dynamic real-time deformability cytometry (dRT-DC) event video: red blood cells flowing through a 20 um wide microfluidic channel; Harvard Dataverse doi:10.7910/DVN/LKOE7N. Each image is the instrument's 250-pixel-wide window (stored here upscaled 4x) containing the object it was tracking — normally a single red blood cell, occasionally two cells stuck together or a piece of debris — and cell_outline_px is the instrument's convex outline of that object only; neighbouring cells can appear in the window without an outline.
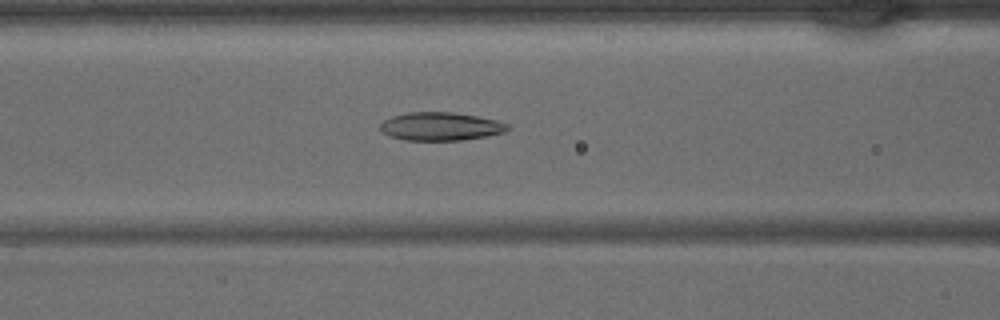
{"species": "common noctule bat (a hibernating species)", "species_latin": "Nyctalus noctula", "temperature_condition": "warm", "stored_images_in_passage": 35, "camera_frame_rate_fps": 3000, "um_per_image_px": 0.085, "animal": {"sex": "male", "body_mass_g": 15.6}, "frame": {"image": 1, "passage_image": 10, "time_ms": 3.0, "image_size_px": [1000, 320], "cell_outline_px": [[512, 128], [504, 132], [484, 136], [460, 140], [404, 140], [392, 136], [384, 132], [380, 128], [380, 124], [384, 120], [392, 116], [408, 112], [452, 112], [476, 116], [496, 120], [508, 124]], "centroid_in_image_um": [37.46, 10.74], "position_along_channel_um": 129.1, "area_um2": 20.75}}
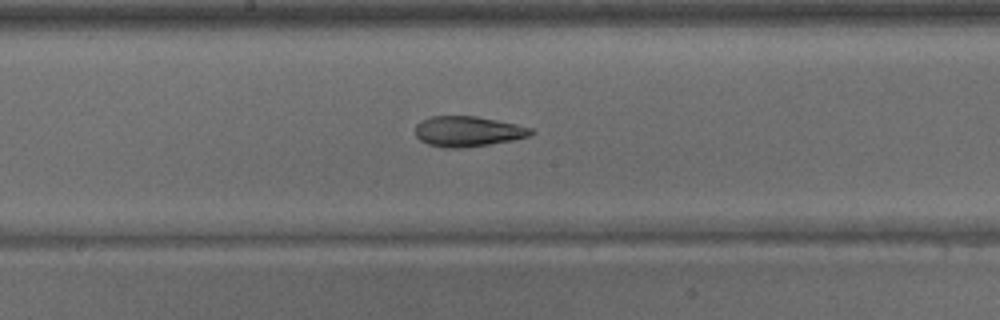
{"frame": {"image": 2, "passage_image": 15, "time_ms": 4.667, "image_size_px": [1000, 320], "cell_outline_px": [[536, 132], [528, 136], [516, 140], [460, 148], [444, 148], [428, 144], [420, 140], [416, 136], [416, 124], [420, 120], [432, 116], [476, 116], [516, 124], [532, 128]], "centroid_in_image_um": [39.77, 11.17], "position_along_channel_um": 208.4, "area_um2": 20.52}}
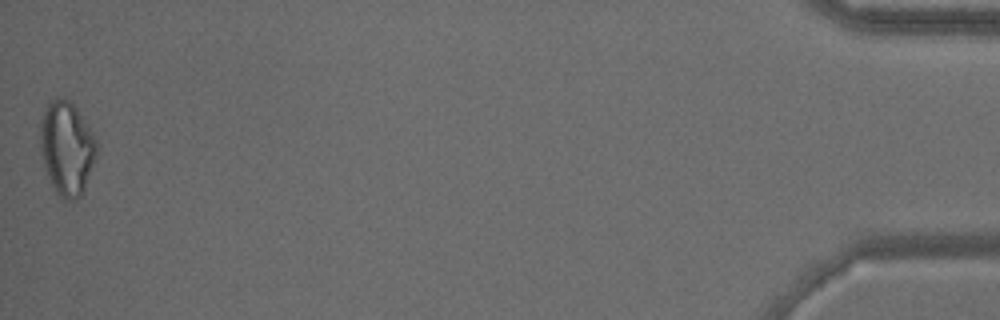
{"frame": {"image": 3, "passage_image": 35, "time_ms": 11.333, "image_size_px": [1000, 320], "cell_outline_px": [[96, 156], [84, 188], [80, 196], [72, 200], [64, 200], [56, 192], [44, 168], [40, 152], [40, 120], [44, 108], [48, 100], [56, 96], [60, 96], [68, 100], [76, 108], [92, 132], [96, 140]], "centroid_in_image_um": [5.63, 12.55], "position_along_channel_um": 429.6, "area_um2": 30.81}}